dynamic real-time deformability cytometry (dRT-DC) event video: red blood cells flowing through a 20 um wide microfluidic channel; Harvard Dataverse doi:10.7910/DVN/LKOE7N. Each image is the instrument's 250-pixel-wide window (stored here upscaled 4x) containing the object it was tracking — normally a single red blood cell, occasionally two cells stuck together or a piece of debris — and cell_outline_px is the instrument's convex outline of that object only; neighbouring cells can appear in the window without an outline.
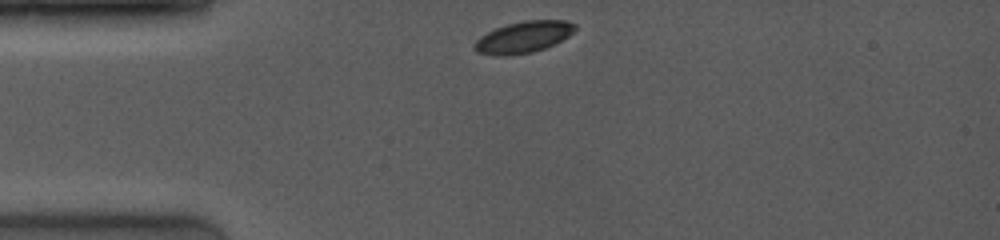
{"species": "common noctule bat (a hibernating species)", "species_latin": "Nyctalus noctula", "temperature_condition": "room temperature", "stored_images_in_passage": 28, "camera_frame_rate_fps": 4000, "um_per_image_px": 0.085, "animal": {"sex": "female", "body_mass_g": 19.0, "forearm_length_mm": 53.3}, "frame": {"image": 1, "passage_image": 1, "time_ms": 0.0, "image_size_px": [1000, 240], "cell_outline_px": [[576, 28], [568, 36], [544, 48], [532, 52], [508, 56], [496, 56], [476, 52], [472, 48], [472, 44], [480, 36], [496, 28], [508, 24], [524, 20], [564, 20], [576, 24]], "centroid_in_image_um": [44.43, 3.16], "position_along_channel_um": 40.6, "area_um2": 18.44}}
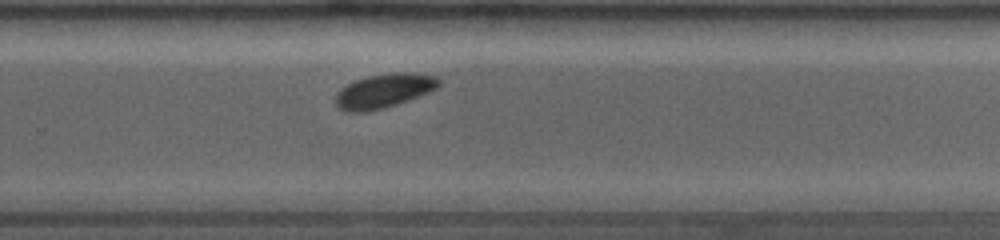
{"frame": {"image": 2, "passage_image": 17, "time_ms": 7.0, "image_size_px": [1000, 240], "cell_outline_px": [[440, 84], [436, 88], [428, 92], [408, 100], [384, 108], [368, 112], [344, 112], [336, 108], [336, 92], [340, 88], [356, 80], [368, 76], [392, 72], [408, 72], [436, 76], [440, 80]], "centroid_in_image_um": [32.59, 7.73], "position_along_channel_um": 297.2, "area_um2": 20.63}}
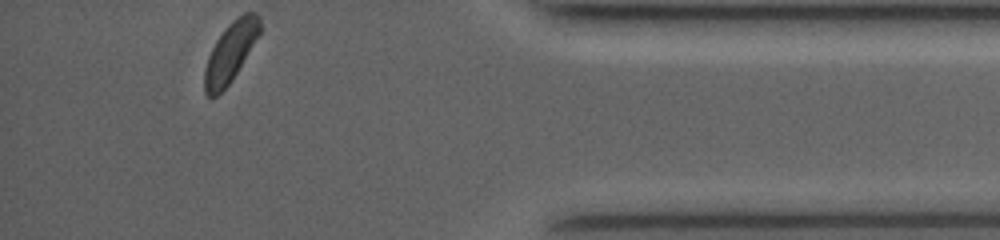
{"frame": {"image": 3, "passage_image": 28, "time_ms": 10.5, "image_size_px": [1000, 240], "cell_outline_px": [[260, 32], [232, 80], [212, 100], [204, 92], [204, 68], [208, 56], [216, 40], [224, 28], [232, 20], [244, 12], [256, 12], [260, 16]], "centroid_in_image_um": [19.56, 4.43], "position_along_channel_um": 415.6, "area_um2": 19.13}, "authors_computed_cell_mechanics": {"area_um2": 19.941, "velocity_mm_per_s": 4.0673, "shape_relaxation_time_tau1_ms": 0.7439, "shape_relaxation_time_tau2_ms": null, "deformation_change_tau1": 0.0629, "deformation_change_tau2": null}}